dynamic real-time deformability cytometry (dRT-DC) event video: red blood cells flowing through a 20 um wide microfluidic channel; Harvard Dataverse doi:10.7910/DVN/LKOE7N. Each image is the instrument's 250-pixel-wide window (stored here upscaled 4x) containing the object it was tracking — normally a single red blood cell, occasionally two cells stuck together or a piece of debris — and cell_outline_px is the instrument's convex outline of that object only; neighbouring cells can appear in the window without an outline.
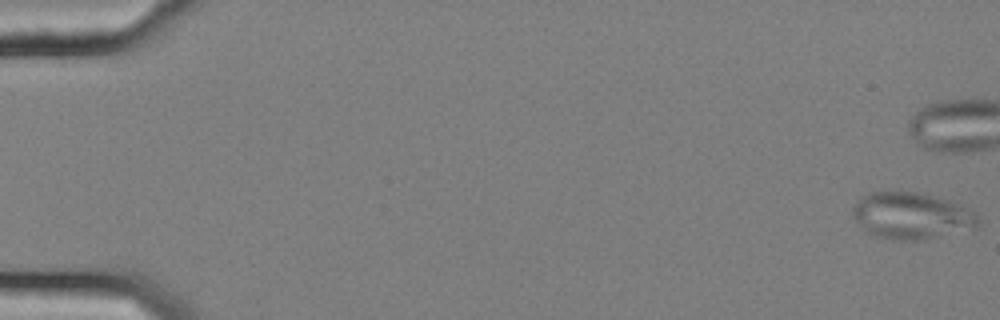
{"species": "common noctule bat (a hibernating species)", "species_latin": "Nyctalus noctula", "temperature_condition": "cold", "stored_images_in_passage": 58, "camera_frame_rate_fps": 3000, "um_per_image_px": 0.085, "animal": {"sex": "female", "body_mass_g": 25.1}, "frame": {"image": 1, "passage_image": 1, "time_ms": 0.0, "image_size_px": [1000, 320], "cell_outline_px": [[980, 224], [976, 228], [928, 240], [900, 240], [876, 236], [868, 232], [852, 216], [852, 208], [860, 196], [872, 192], [892, 188], [900, 188], [948, 200], [972, 208], [980, 216]], "centroid_in_image_um": [77.52, 18.3], "position_along_channel_um": 7.5, "area_um2": 35.2}, "authors_computed_cell_mechanics": {"area_um2": 27.4261, "velocity_mm_per_s": 3.6411, "shape_relaxation_time_tau1_ms": null, "shape_relaxation_time_tau2_ms": 3.0957, "deformation_change_tau1": null, "deformation_change_tau2": 0.0942}}